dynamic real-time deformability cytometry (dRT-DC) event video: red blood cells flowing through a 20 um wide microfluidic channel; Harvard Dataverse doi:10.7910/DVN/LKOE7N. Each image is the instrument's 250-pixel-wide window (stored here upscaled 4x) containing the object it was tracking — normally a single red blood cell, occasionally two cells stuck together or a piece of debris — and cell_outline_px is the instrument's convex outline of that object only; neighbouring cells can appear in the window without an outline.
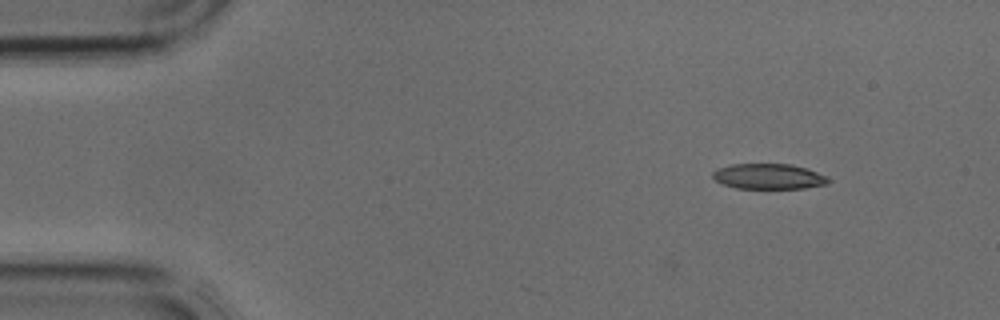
{"species": "common noctule bat (a hibernating species)", "species_latin": "Nyctalus noctula", "temperature_condition": "cold", "stored_images_in_passage": 3, "camera_frame_rate_fps": 3000, "um_per_image_px": 0.085, "animal": {"sex": "male", "body_mass_g": 17.9, "forearm_length_mm": 54.2}, "frame": {"image": 1, "passage_image": 1, "time_ms": 0.0, "image_size_px": [1000, 320], "cell_outline_px": [[832, 180], [828, 184], [804, 188], [736, 188], [724, 184], [716, 180], [712, 176], [712, 172], [716, 168], [732, 164], [792, 164], [828, 176]], "centroid_in_image_um": [65.35, 14.99], "position_along_channel_um": 19.7, "area_um2": 17.11}}
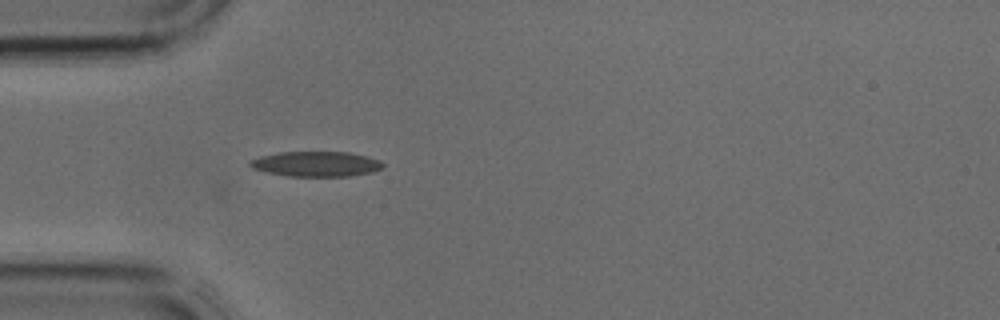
{"frame": {"image": 2, "passage_image": 3, "time_ms": 0.667, "image_size_px": [1000, 320], "cell_outline_px": [[384, 168], [372, 172], [348, 176], [288, 176], [268, 172], [252, 168], [248, 164], [248, 160], [260, 156], [280, 152], [348, 152], [368, 156], [380, 160], [384, 164]], "centroid_in_image_um": [26.88, 13.93], "position_along_channel_um": 58.1, "area_um2": 19.54}}